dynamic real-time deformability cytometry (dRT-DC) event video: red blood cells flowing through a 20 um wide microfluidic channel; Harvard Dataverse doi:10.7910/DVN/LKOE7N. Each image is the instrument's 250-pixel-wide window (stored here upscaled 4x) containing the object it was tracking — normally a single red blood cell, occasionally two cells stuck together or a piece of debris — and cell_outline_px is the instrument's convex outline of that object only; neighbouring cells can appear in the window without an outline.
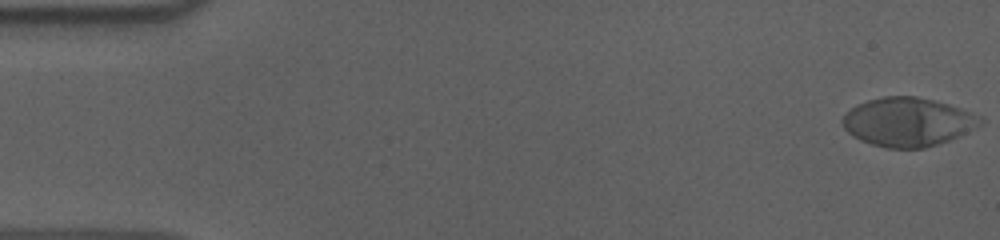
{"species": "human", "species_latin": "Homo sapiens", "temperature_condition": "cold", "stored_images_in_passage": 57, "segment_of_instrument_passage": [1, 2], "camera_frame_rate_fps": 3000, "um_per_image_px": 0.085, "donor": {"sex": "male"}, "frame": {"image": 1, "passage_image": 1, "time_ms": 0.0, "image_size_px": [1000, 240], "cell_outline_px": [[984, 120], [980, 124], [948, 140], [924, 148], [888, 148], [872, 144], [860, 140], [852, 136], [844, 128], [840, 120], [856, 104], [868, 100], [884, 96], [916, 96], [948, 104], [960, 108], [980, 116]], "centroid_in_image_um": [77.11, 10.36], "position_along_channel_um": 7.9, "area_um2": 38.67}}
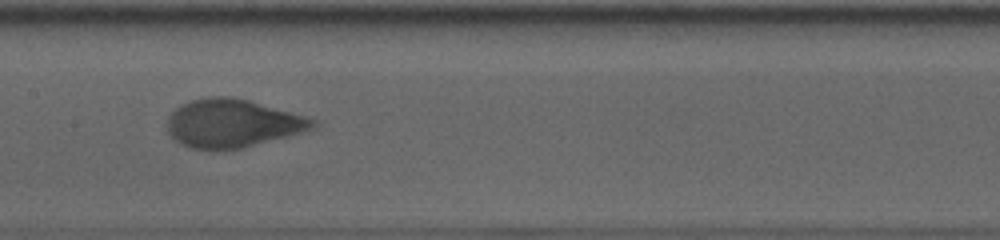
{"frame": {"image": 2, "passage_image": 28, "time_ms": 9.0, "image_size_px": [1000, 240], "cell_outline_px": [[320, 124], [316, 128], [240, 148], [188, 148], [180, 144], [168, 132], [168, 116], [180, 104], [192, 100], [208, 96], [232, 96], [248, 100], [308, 116], [316, 120]], "centroid_in_image_um": [19.77, 10.45], "position_along_channel_um": 187.6, "area_um2": 40.58}}
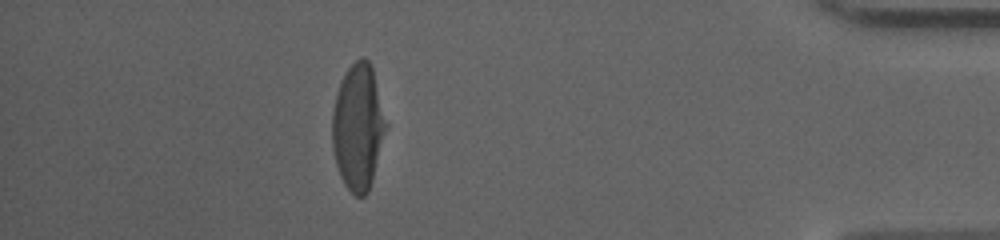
{"frame": {"image": 3, "passage_image": 50, "time_ms": 16.333, "image_size_px": [1000, 240], "cell_outline_px": [[388, 128], [372, 180], [368, 192], [364, 196], [356, 196], [344, 184], [340, 176], [336, 164], [332, 148], [332, 108], [336, 92], [340, 80], [344, 72], [356, 60], [364, 56], [368, 60], [372, 68], [388, 124]], "centroid_in_image_um": [30.43, 10.78], "position_along_channel_um": 404.8, "area_um2": 39.94}}